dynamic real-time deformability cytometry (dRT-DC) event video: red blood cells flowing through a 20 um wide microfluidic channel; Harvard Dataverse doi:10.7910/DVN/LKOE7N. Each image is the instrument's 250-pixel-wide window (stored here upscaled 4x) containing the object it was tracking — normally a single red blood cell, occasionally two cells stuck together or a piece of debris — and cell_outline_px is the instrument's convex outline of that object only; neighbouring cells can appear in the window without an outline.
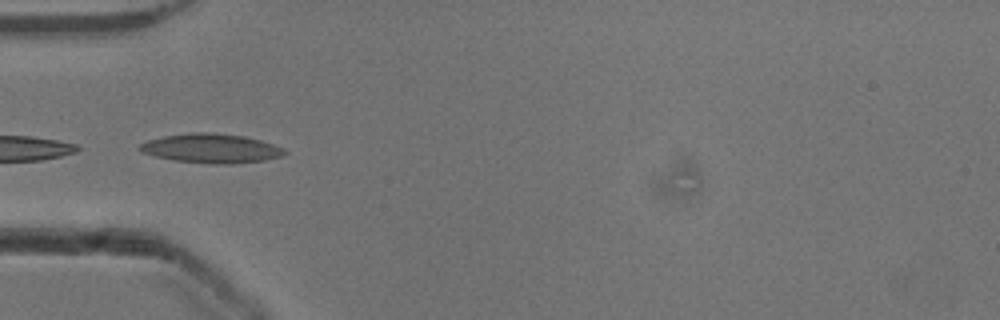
{"species": "common noctule bat (a hibernating species)", "species_latin": "Nyctalus noctula", "temperature_condition": "cold", "stored_images_in_passage": 15, "camera_frame_rate_fps": 3000, "um_per_image_px": 0.085, "animal": {"sex": "male", "body_mass_g": 13.3}, "frame": {"image": 1, "passage_image": 3, "time_ms": 0.667, "image_size_px": [1000, 320], "cell_outline_px": [[288, 152], [280, 156], [264, 160], [228, 164], [216, 164], [172, 160], [140, 152], [140, 144], [148, 140], [164, 136], [192, 132], [212, 132], [244, 136], [260, 140], [284, 148]], "centroid_in_image_um": [17.95, 12.6], "position_along_channel_um": 67.1, "area_um2": 24.51}}